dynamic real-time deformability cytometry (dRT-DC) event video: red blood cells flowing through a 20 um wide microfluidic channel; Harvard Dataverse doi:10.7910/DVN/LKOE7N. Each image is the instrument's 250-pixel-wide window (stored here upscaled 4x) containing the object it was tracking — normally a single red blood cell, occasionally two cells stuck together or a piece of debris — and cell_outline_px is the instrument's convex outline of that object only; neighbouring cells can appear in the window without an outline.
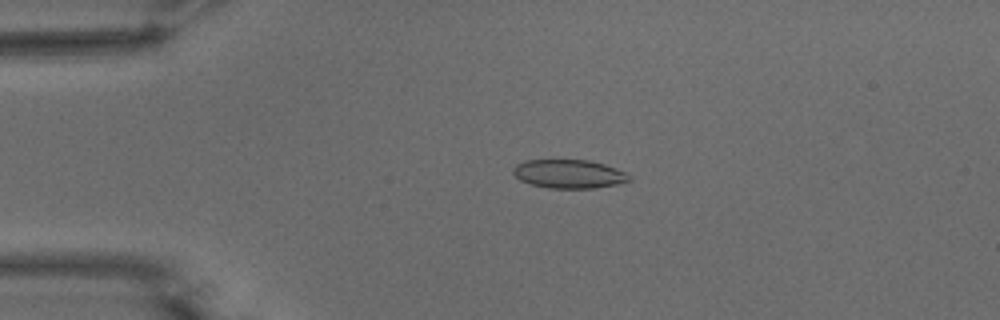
{"species": "common noctule bat (a hibernating species)", "species_latin": "Nyctalus noctula", "temperature_condition": "warm", "stored_images_in_passage": 53, "camera_frame_rate_fps": 3000, "um_per_image_px": 0.085, "animal": {"sex": "male", "body_mass_g": 15.6}, "frame": {"image": 1, "passage_image": 12, "time_ms": 3.667, "image_size_px": [1000, 320], "cell_outline_px": [[632, 180], [616, 184], [592, 188], [548, 188], [532, 184], [520, 180], [512, 172], [512, 168], [516, 164], [524, 160], [588, 160], [604, 164], [616, 168], [632, 176]], "centroid_in_image_um": [48.35, 14.78], "position_along_channel_um": 36.6, "area_um2": 19.36}}
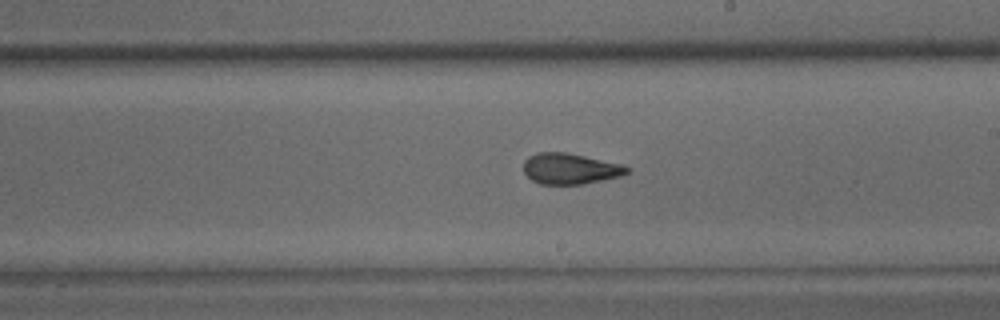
{"frame": {"image": 2, "passage_image": 31, "time_ms": 10.0, "image_size_px": [1000, 320], "cell_outline_px": [[632, 168], [628, 172], [620, 176], [584, 184], [540, 184], [532, 180], [524, 172], [524, 160], [528, 156], [536, 152], [564, 152], [584, 156], [620, 164]], "centroid_in_image_um": [48.44, 14.34], "position_along_channel_um": 240.6, "area_um2": 18.5}}
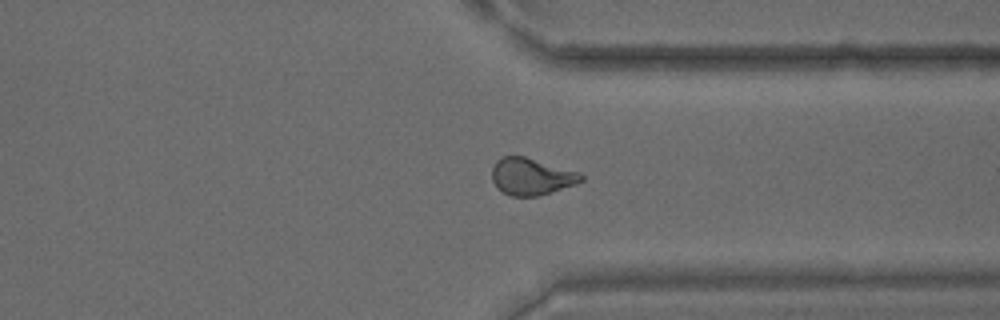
{"frame": {"image": 3, "passage_image": 41, "time_ms": 13.333, "image_size_px": [1000, 320], "cell_outline_px": [[584, 180], [576, 184], [552, 192], [536, 196], [512, 196], [496, 188], [492, 180], [492, 168], [496, 160], [500, 156], [524, 156], [580, 172], [584, 176]], "centroid_in_image_um": [45.16, 15.0], "position_along_channel_um": 366.2, "area_um2": 19.31}, "authors_computed_cell_mechanics": {"area_um2": 19.4786, "velocity_mm_per_s": 3.7799, "shape_relaxation_time_tau1_ms": null, "shape_relaxation_time_tau2_ms": 1.6192, "deformation_change_tau1": null, "deformation_change_tau2": 0.0762}}